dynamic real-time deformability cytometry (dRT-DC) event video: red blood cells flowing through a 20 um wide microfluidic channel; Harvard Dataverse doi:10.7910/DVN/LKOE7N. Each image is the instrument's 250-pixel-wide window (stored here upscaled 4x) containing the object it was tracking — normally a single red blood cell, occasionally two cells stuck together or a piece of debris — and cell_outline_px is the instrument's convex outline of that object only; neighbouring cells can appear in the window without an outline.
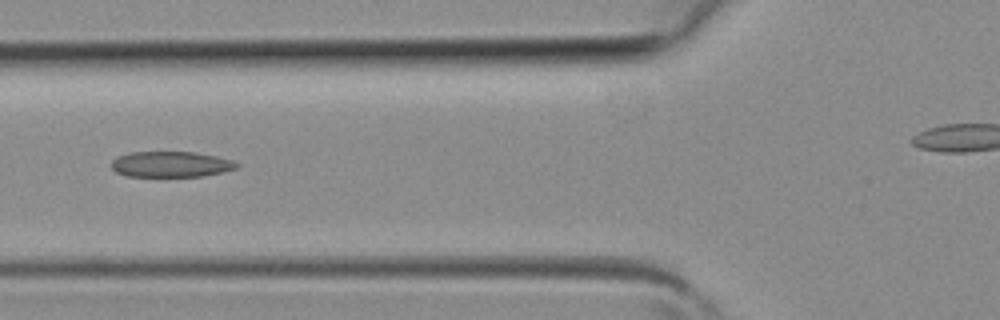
{"species": "common noctule bat (a hibernating species)", "species_latin": "Nyctalus noctula", "temperature_condition": "room temperature", "stored_images_in_passage": 6, "segment_of_instrument_passage": [1, 2], "camera_frame_rate_fps": 3000, "um_per_image_px": 0.085, "animal": {"sex": "female", "body_mass_g": 19.3, "forearm_length_mm": 54.1}, "frame": {"image": 1, "passage_image": 5, "time_ms": 1.333, "image_size_px": [1000, 320], "cell_outline_px": [[240, 164], [236, 168], [224, 172], [204, 176], [124, 176], [116, 172], [112, 168], [112, 160], [116, 156], [132, 152], [196, 152], [216, 156], [232, 160]], "centroid_in_image_um": [14.53, 13.96], "position_along_channel_um": 111.3, "area_um2": 18.84}}